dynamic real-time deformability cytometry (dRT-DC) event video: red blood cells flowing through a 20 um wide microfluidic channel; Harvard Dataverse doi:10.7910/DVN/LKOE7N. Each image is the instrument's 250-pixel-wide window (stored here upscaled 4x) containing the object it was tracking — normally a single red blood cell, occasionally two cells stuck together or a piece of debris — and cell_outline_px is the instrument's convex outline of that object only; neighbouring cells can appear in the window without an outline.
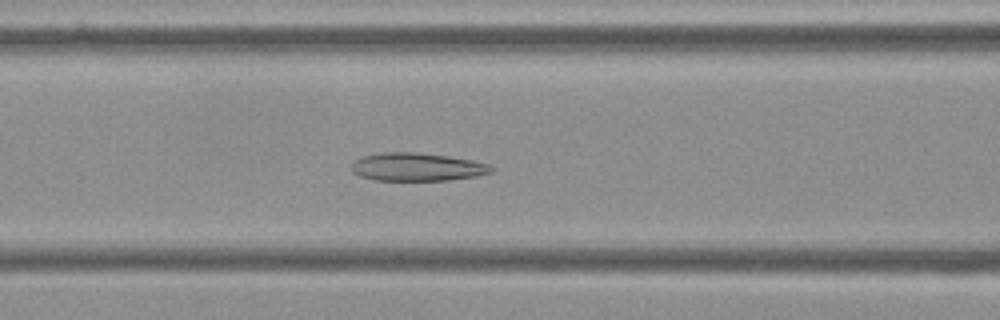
{"species": "Egyptian fruit bat (a non-hibernating species)", "species_latin": "Rousettus aegyptiacus", "temperature_condition": "cold", "stored_images_in_passage": 56, "camera_frame_rate_fps": 3000, "um_per_image_px": 0.085, "frame": {"image": 1, "passage_image": 23, "time_ms": 7.333, "image_size_px": [1000, 320], "cell_outline_px": [[496, 168], [492, 172], [476, 176], [448, 180], [376, 180], [360, 176], [352, 172], [352, 164], [356, 160], [364, 156], [380, 152], [416, 152], [448, 156], [472, 160], [488, 164]], "centroid_in_image_um": [35.47, 14.19], "position_along_channel_um": 131.1, "area_um2": 22.83}}
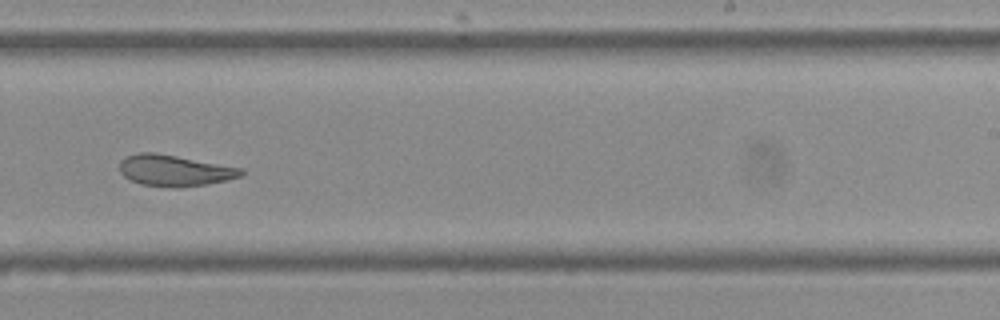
{"frame": {"image": 2, "passage_image": 35, "time_ms": 11.333, "image_size_px": [1000, 320], "cell_outline_px": [[244, 172], [240, 176], [224, 180], [204, 184], [176, 188], [172, 188], [140, 184], [124, 176], [120, 172], [120, 160], [136, 152], [156, 152], [244, 168]], "centroid_in_image_um": [14.81, 14.48], "position_along_channel_um": 274.2, "area_um2": 22.08}}
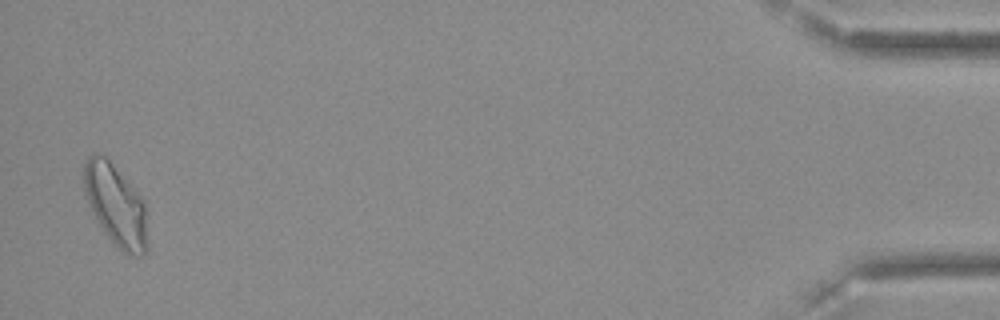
{"frame": {"image": 3, "passage_image": 55, "time_ms": 18.0, "image_size_px": [1000, 320], "cell_outline_px": [[148, 252], [140, 256], [128, 256], [108, 236], [92, 212], [84, 196], [84, 160], [92, 152], [96, 152], [104, 156], [112, 164], [132, 188], [144, 204], [148, 244]], "centroid_in_image_um": [9.81, 17.46], "position_along_channel_um": 425.4, "area_um2": 29.65}, "authors_computed_cell_mechanics": {"area_um2": 24.8829, "velocity_mm_per_s": 3.5763, "shape_relaxation_time_tau1_ms": null, "shape_relaxation_time_tau2_ms": 2.0748, "deformation_change_tau1": null, "deformation_change_tau2": 0.0958}}